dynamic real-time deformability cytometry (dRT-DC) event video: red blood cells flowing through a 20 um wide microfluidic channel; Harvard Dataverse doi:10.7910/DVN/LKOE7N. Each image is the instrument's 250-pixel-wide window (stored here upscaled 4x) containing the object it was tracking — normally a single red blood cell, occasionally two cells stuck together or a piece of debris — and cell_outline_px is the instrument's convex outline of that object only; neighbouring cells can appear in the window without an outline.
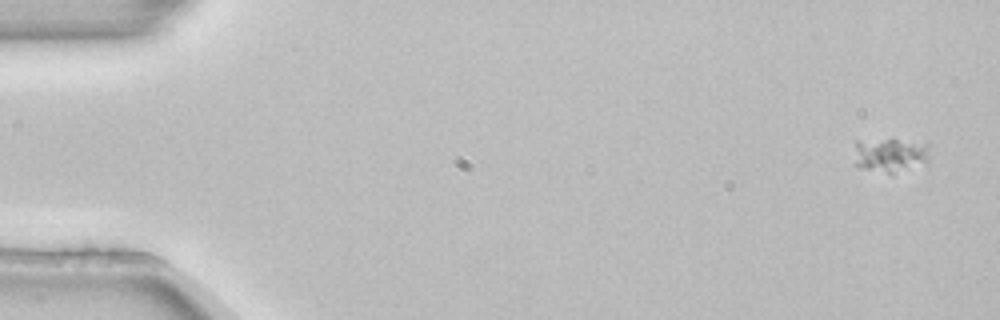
{"species": "common noctule bat (a hibernating species)", "species_latin": "Nyctalus noctula", "temperature_condition": "room temperature", "stored_images_in_passage": 6, "camera_frame_rate_fps": 3000, "um_per_image_px": 0.085, "animal": {"sex": "female", "body_mass_g": 22.7, "forearm_length_mm": 54.2}, "frame": {"image": 1, "passage_image": 1, "time_ms": 0.0, "image_size_px": [1000, 320], "cell_outline_px": [[928, 160], [924, 164], [892, 176], [860, 168], [856, 164], [856, 140], [896, 140], [928, 144]], "centroid_in_image_um": [75.68, 13.24], "position_along_channel_um": 9.3, "area_um2": 15.26}}
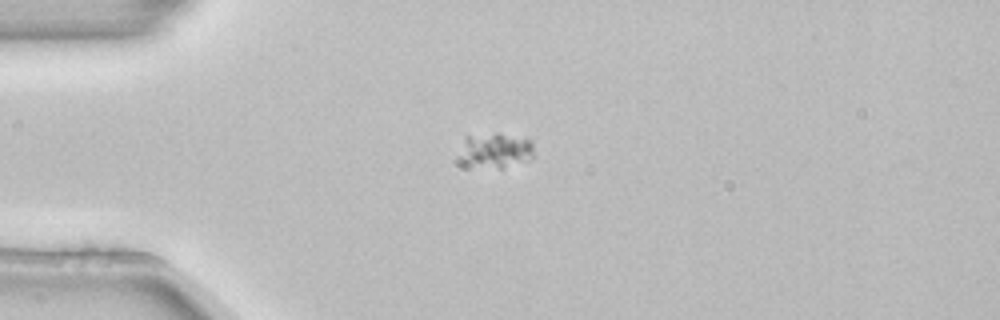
{"frame": {"image": 2, "passage_image": 4, "time_ms": 1.0, "image_size_px": [1000, 320], "cell_outline_px": [[532, 156], [524, 160], [500, 168], [468, 160], [464, 156], [464, 136], [496, 132], [500, 132], [532, 140]], "centroid_in_image_um": [42.25, 12.66], "position_along_channel_um": 42.8, "area_um2": 13.81}}